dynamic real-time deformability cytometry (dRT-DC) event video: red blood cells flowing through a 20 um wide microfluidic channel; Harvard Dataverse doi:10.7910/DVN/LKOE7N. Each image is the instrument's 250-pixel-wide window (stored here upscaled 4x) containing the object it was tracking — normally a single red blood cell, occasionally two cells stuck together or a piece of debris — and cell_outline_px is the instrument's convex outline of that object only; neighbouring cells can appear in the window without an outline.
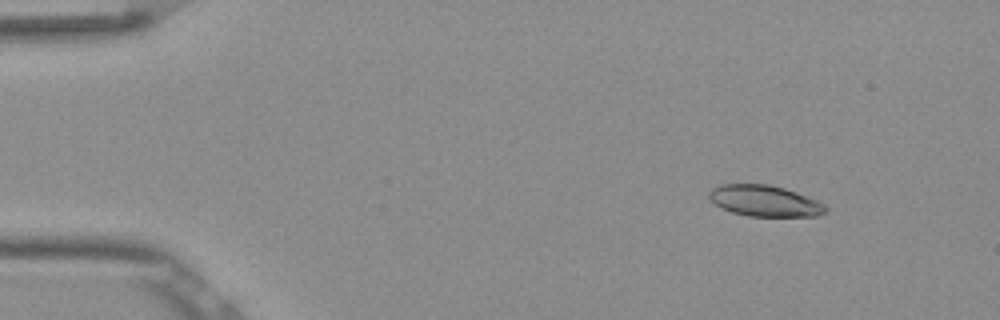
{"species": "Egyptian fruit bat (a non-hibernating species)", "species_latin": "Rousettus aegyptiacus", "temperature_condition": "room temperature", "stored_images_in_passage": 52, "camera_frame_rate_fps": 3000, "um_per_image_px": 0.085, "frame": {"image": 1, "passage_image": 6, "time_ms": 1.667, "image_size_px": [1000, 320], "cell_outline_px": [[828, 212], [816, 216], [748, 216], [732, 212], [716, 204], [708, 196], [708, 192], [712, 188], [720, 184], [768, 184], [784, 188], [796, 192], [816, 200], [824, 204], [828, 208]], "centroid_in_image_um": [65.02, 17.07], "position_along_channel_um": 20.0, "area_um2": 21.04}}
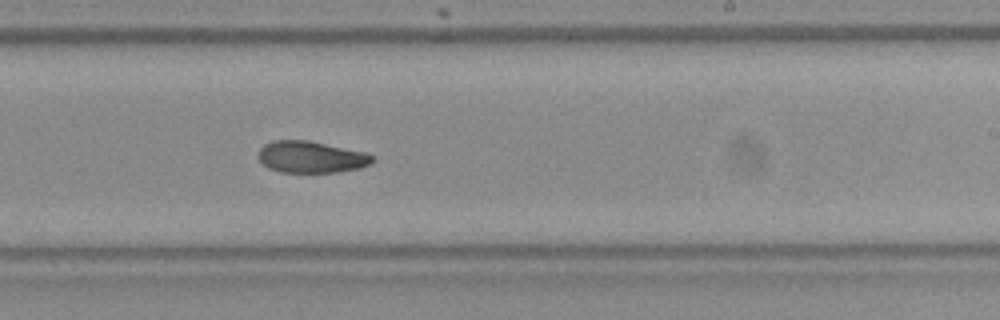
{"frame": {"image": 2, "passage_image": 32, "time_ms": 10.333, "image_size_px": [1000, 320], "cell_outline_px": [[372, 164], [360, 168], [336, 172], [280, 172], [268, 168], [256, 156], [260, 148], [264, 144], [272, 140], [308, 140], [368, 152], [372, 156]], "centroid_in_image_um": [26.43, 13.34], "position_along_channel_um": 262.6, "area_um2": 21.27}}
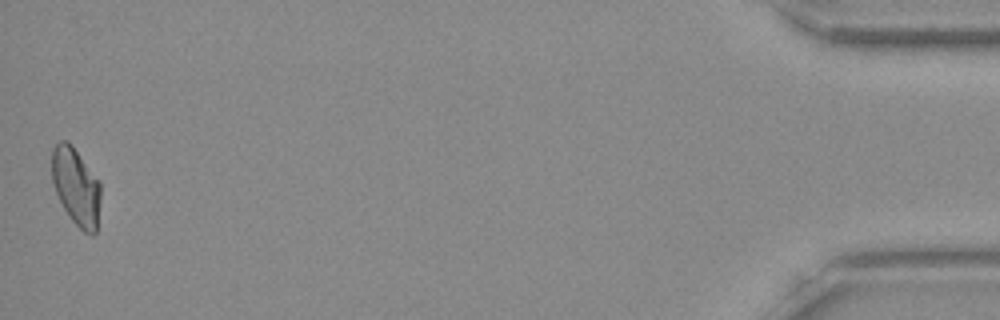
{"frame": {"image": 3, "passage_image": 52, "time_ms": 17.0, "image_size_px": [1000, 320], "cell_outline_px": [[100, 200], [96, 232], [92, 236], [84, 232], [68, 216], [56, 192], [52, 180], [52, 148], [60, 140], [68, 140], [72, 144], [100, 180]], "centroid_in_image_um": [6.47, 15.83], "position_along_channel_um": 428.7, "area_um2": 22.2}, "authors_computed_cell_mechanics": {"area_um2": 21.9351, "velocity_mm_per_s": 3.8712, "shape_relaxation_time_tau1_ms": null, "shape_relaxation_time_tau2_ms": 3.6345, "deformation_change_tau1": null, "deformation_change_tau2": 0.0889}}